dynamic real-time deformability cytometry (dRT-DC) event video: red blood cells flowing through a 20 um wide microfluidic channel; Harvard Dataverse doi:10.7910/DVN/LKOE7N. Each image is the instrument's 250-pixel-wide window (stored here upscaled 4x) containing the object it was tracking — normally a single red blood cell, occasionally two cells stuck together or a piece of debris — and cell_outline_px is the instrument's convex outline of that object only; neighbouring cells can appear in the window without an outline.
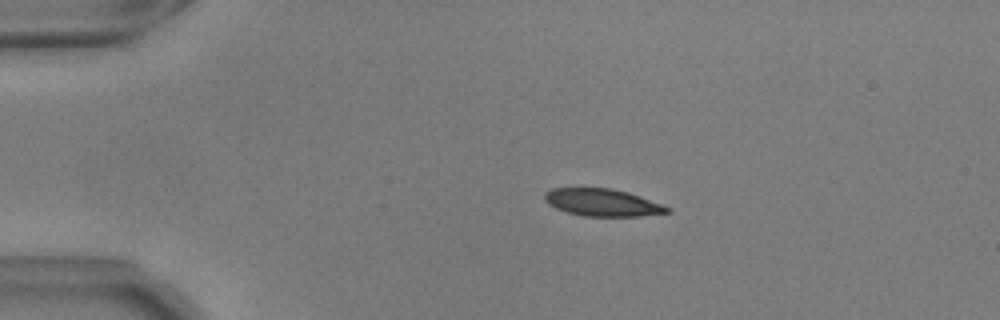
{"species": "common noctule bat (a hibernating species)", "species_latin": "Nyctalus noctula", "temperature_condition": "warm", "stored_images_in_passage": 45, "camera_frame_rate_fps": 3000, "um_per_image_px": 0.085, "animal": {"sex": "male", "body_mass_g": 17.9, "forearm_length_mm": 54.2}, "frame": {"image": 1, "passage_image": 1, "time_ms": 0.0, "image_size_px": [1000, 320], "cell_outline_px": [[672, 212], [640, 216], [584, 216], [568, 212], [556, 208], [548, 204], [544, 200], [544, 192], [552, 188], [612, 188], [628, 192], [672, 208]], "centroid_in_image_um": [51.2, 17.21], "position_along_channel_um": 33.8, "area_um2": 19.54}}
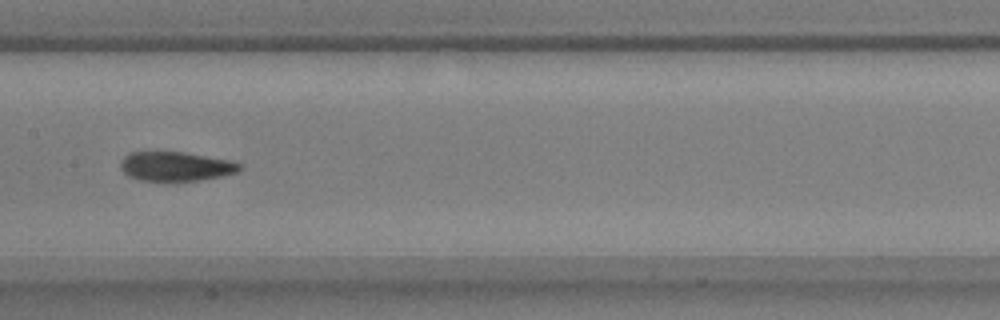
{"frame": {"image": 2, "passage_image": 18, "time_ms": 5.667, "image_size_px": [1000, 320], "cell_outline_px": [[244, 168], [236, 172], [224, 176], [200, 180], [140, 180], [128, 176], [120, 168], [120, 164], [124, 156], [132, 152], [156, 148], [184, 152], [232, 160], [244, 164]], "centroid_in_image_um": [14.95, 14.08], "position_along_channel_um": 192.4, "area_um2": 21.15}}
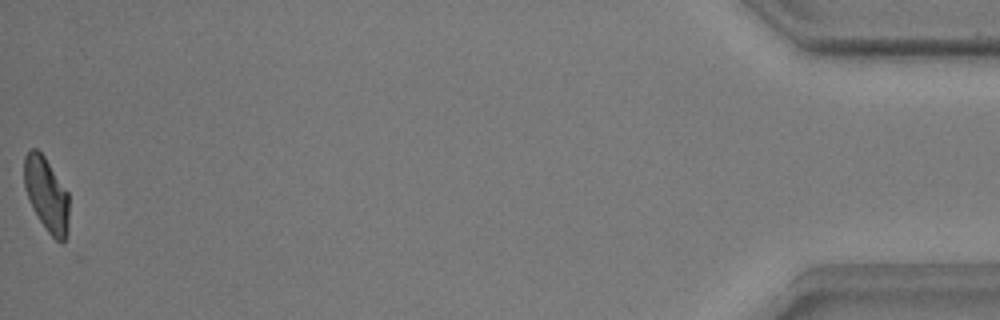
{"frame": {"image": 3, "passage_image": 45, "time_ms": 14.667, "image_size_px": [1000, 320], "cell_outline_px": [[68, 232], [64, 240], [60, 244], [48, 232], [32, 208], [24, 188], [24, 156], [32, 148], [36, 148], [44, 156], [68, 192]], "centroid_in_image_um": [3.95, 16.53], "position_along_channel_um": 431.3, "area_um2": 19.31}, "authors_computed_cell_mechanics": {"area_um2": 20.6924, "velocity_mm_per_s": 3.6681, "shape_relaxation_time_tau1_ms": 5.7233, "shape_relaxation_time_tau2_ms": 2.3942, "deformation_change_tau1": 0.1956, "deformation_change_tau2": 0.0857}}